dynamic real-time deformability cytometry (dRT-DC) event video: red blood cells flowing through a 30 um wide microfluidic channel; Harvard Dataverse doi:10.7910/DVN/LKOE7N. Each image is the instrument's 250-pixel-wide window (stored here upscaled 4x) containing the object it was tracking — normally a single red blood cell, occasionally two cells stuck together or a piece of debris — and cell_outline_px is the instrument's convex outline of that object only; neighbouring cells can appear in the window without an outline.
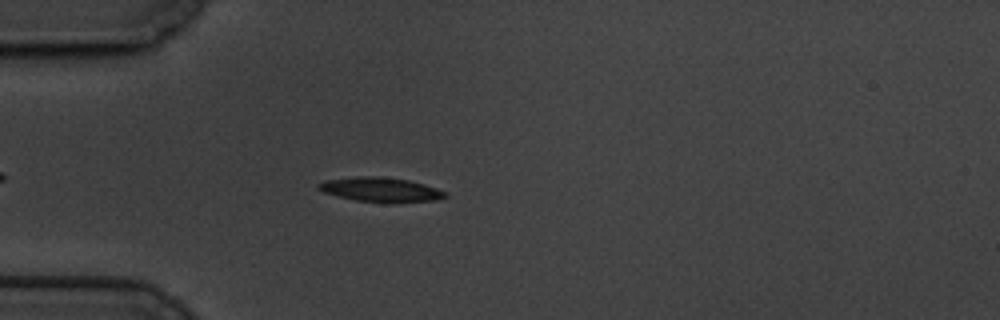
{"species": "common noctule bat (a hibernating species)", "species_latin": "Nyctalus noctula", "temperature_condition": "cold", "stored_images_in_passage": 51, "camera_frame_rate_fps": 3000, "um_per_image_px": 0.085, "animal": {"sex": "male", "body_mass_g": 19.5, "forearm_length_mm": 54.6}, "frame": {"image": 1, "passage_image": 8, "time_ms": 2.333, "image_size_px": [1000, 320], "cell_outline_px": [[448, 196], [436, 200], [392, 204], [356, 200], [324, 192], [316, 188], [316, 184], [324, 180], [360, 176], [380, 176], [408, 180], [424, 184], [448, 192]], "centroid_in_image_um": [32.39, 16.13], "position_along_channel_um": 52.6, "area_um2": 18.32}}
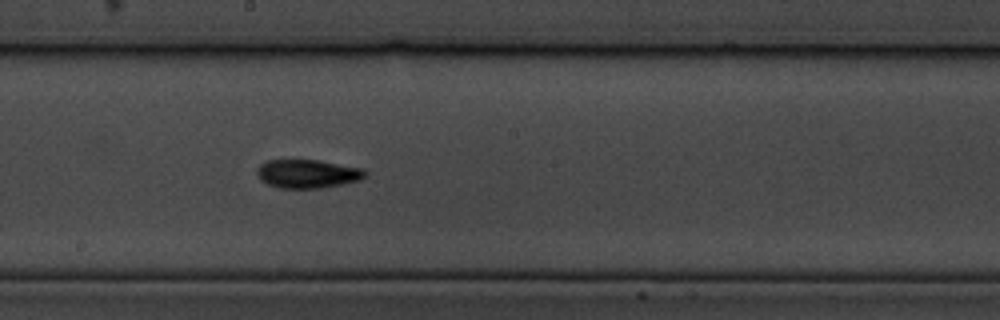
{"frame": {"image": 2, "passage_image": 24, "time_ms": 7.667, "image_size_px": [1000, 320], "cell_outline_px": [[368, 172], [360, 180], [324, 188], [280, 188], [268, 184], [260, 180], [256, 172], [256, 168], [264, 160], [320, 160], [360, 168]], "centroid_in_image_um": [26.1, 14.77], "position_along_channel_um": 222.1, "area_um2": 18.09}}
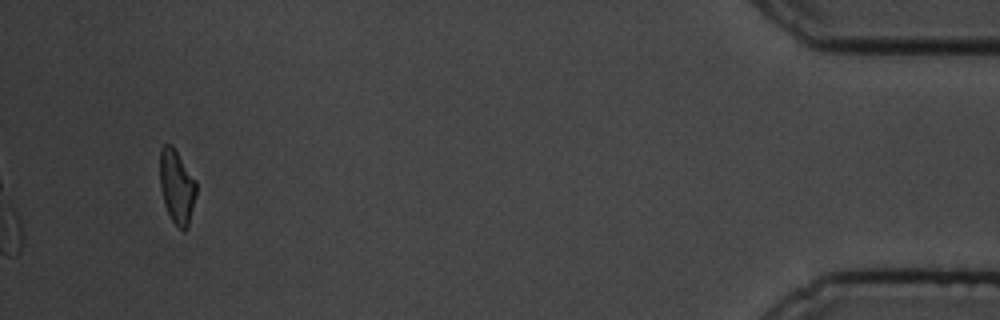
{"frame": {"image": 3, "passage_image": 48, "time_ms": 15.667, "image_size_px": [1000, 320], "cell_outline_px": [[196, 192], [188, 228], [184, 232], [172, 220], [164, 204], [160, 188], [160, 148], [164, 144], [172, 144], [196, 180]], "centroid_in_image_um": [15.02, 15.84], "position_along_channel_um": 420.2, "area_um2": 15.66}, "authors_computed_cell_mechanics": {"area_um2": 17.1666, "velocity_mm_per_s": 3.3678, "shape_relaxation_time_tau1_ms": 3.6331, "shape_relaxation_time_tau2_ms": 5.6753, "deformation_change_tau1": 0.145, "deformation_change_tau2": 0.1233}}